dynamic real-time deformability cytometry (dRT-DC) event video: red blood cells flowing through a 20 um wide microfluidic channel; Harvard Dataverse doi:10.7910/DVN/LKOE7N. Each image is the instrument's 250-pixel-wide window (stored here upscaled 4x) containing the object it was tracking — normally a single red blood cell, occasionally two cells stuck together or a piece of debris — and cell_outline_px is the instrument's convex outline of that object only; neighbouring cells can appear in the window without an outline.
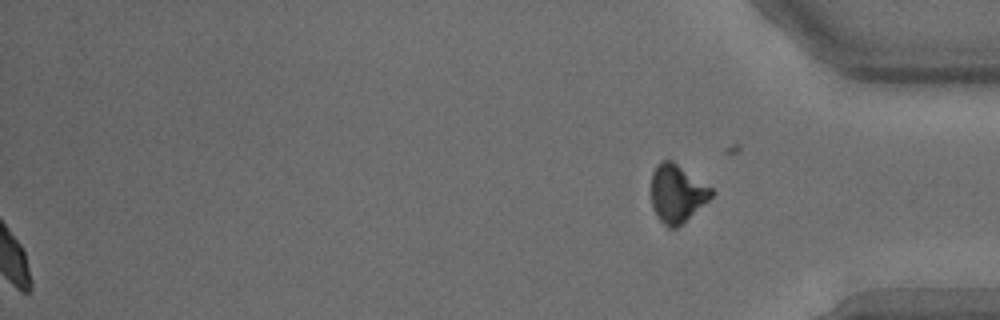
{"species": "common noctule bat (a hibernating species)", "species_latin": "Nyctalus noctula", "temperature_condition": "warm", "stored_images_in_passage": 39, "segment_of_instrument_passage": [2, 2], "camera_frame_rate_fps": 3000, "um_per_image_px": 0.085, "animal": {"sex": "male", "body_mass_g": 15.6}, "frame": {"image": 1, "passage_image": 39, "time_ms": 12.667, "image_size_px": [1000, 320], "cell_outline_px": [[716, 192], [708, 200], [676, 228], [668, 228], [656, 216], [652, 208], [652, 172], [656, 164], [660, 160], [672, 160], [712, 188]], "centroid_in_image_um": [57.53, 16.42], "position_along_channel_um": 377.7, "area_um2": 20.17}}